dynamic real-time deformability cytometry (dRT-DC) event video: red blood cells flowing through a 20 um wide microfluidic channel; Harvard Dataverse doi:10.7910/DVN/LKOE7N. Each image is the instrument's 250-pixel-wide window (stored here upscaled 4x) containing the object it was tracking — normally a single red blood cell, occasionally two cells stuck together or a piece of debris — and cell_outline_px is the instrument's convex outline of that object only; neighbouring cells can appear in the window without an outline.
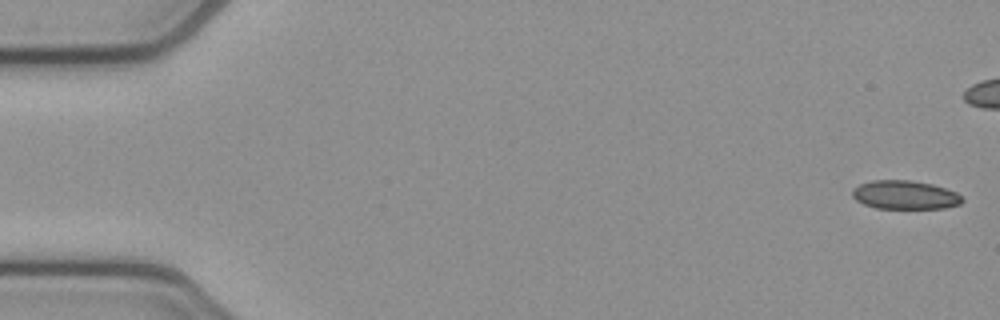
{"species": "common noctule bat (a hibernating species)", "species_latin": "Nyctalus noctula", "temperature_condition": "cold", "stored_images_in_passage": 43, "camera_frame_rate_fps": 3000, "um_per_image_px": 0.085, "animal": {"sex": "female", "body_mass_g": 21.9}, "frame": {"image": 1, "passage_image": 1, "time_ms": 0.0, "image_size_px": [1000, 320], "cell_outline_px": [[964, 200], [960, 204], [944, 208], [876, 208], [864, 204], [856, 200], [852, 196], [852, 188], [860, 184], [872, 180], [912, 180], [932, 184], [956, 192]], "centroid_in_image_um": [76.9, 16.56], "position_along_channel_um": 8.1, "area_um2": 18.32}}
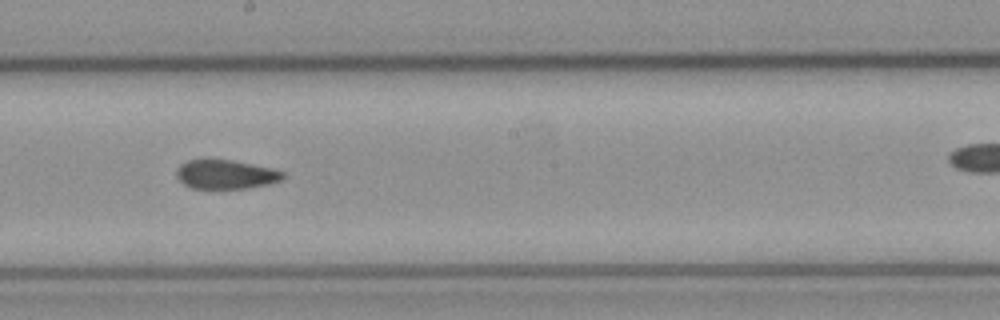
{"frame": {"image": 2, "passage_image": 29, "time_ms": 9.333, "image_size_px": [1000, 320], "cell_outline_px": [[284, 176], [280, 180], [268, 184], [248, 188], [192, 188], [184, 184], [176, 176], [176, 168], [180, 164], [188, 160], [232, 160], [272, 168], [284, 172]], "centroid_in_image_um": [19.17, 14.82], "position_along_channel_um": 229.0, "area_um2": 17.86}}
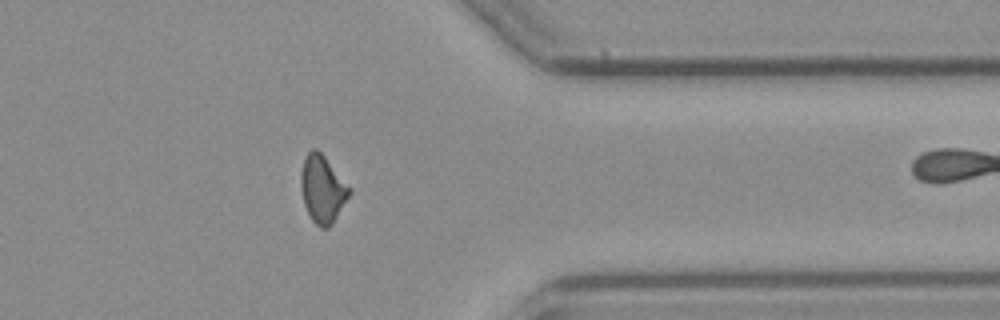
{"frame": {"image": 3, "passage_image": 42, "time_ms": 13.667, "image_size_px": [1000, 320], "cell_outline_px": [[352, 192], [332, 224], [328, 228], [320, 228], [312, 220], [304, 204], [300, 188], [300, 176], [304, 160], [308, 152], [312, 148], [316, 148], [324, 156], [352, 188]], "centroid_in_image_um": [27.42, 16.07], "position_along_channel_um": 384.0, "area_um2": 19.07}}